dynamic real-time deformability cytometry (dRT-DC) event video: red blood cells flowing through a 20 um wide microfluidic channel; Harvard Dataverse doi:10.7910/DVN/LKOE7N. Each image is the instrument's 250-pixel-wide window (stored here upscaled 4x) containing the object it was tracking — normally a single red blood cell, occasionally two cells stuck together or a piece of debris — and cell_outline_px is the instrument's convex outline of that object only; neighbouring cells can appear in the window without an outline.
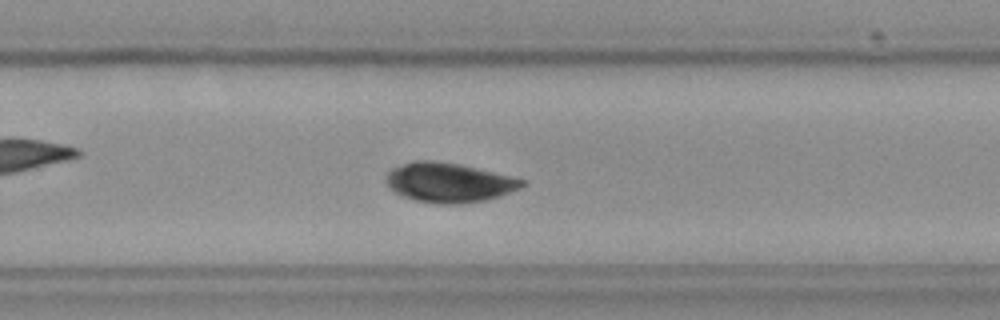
{"species": "Egyptian fruit bat (a non-hibernating species)", "species_latin": "Rousettus aegyptiacus", "temperature_condition": "cold", "stored_images_in_passage": 51, "camera_frame_rate_fps": 3000, "um_per_image_px": 0.085, "frame": {"image": 1, "passage_image": 37, "time_ms": 12.0, "image_size_px": [1000, 320], "cell_outline_px": [[524, 184], [520, 188], [488, 200], [464, 204], [436, 204], [416, 200], [404, 196], [396, 192], [388, 184], [388, 172], [392, 168], [416, 160], [432, 160], [456, 164], [508, 176], [524, 180]], "centroid_in_image_um": [38.16, 15.54], "position_along_channel_um": 291.6, "area_um2": 30.58}}